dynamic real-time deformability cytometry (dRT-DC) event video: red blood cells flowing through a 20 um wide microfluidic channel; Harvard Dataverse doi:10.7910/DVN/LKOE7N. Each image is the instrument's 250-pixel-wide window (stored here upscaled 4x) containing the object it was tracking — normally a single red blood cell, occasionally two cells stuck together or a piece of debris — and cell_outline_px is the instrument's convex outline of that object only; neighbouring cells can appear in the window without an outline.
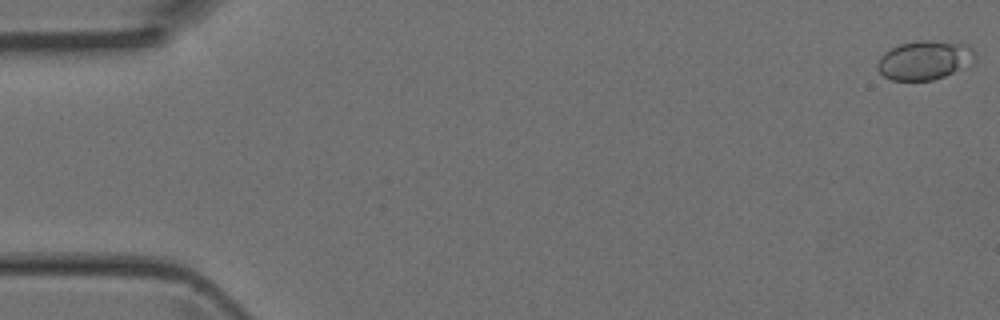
{"species": "Egyptian fruit bat (a non-hibernating species)", "species_latin": "Rousettus aegyptiacus", "temperature_condition": "room temperature", "stored_images_in_passage": 5, "camera_frame_rate_fps": 3000, "um_per_image_px": 0.085, "animal": {"sex": "female"}, "frame": {"image": 1, "passage_image": 1, "time_ms": 0.0, "image_size_px": [1000, 320], "cell_outline_px": [[976, 56], [972, 64], [944, 76], [932, 80], [892, 80], [884, 76], [876, 68], [876, 64], [880, 56], [884, 52], [900, 44], [916, 40], [928, 40], [968, 44], [976, 52]], "centroid_in_image_um": [78.6, 5.1], "position_along_channel_um": 6.4, "area_um2": 22.37}}
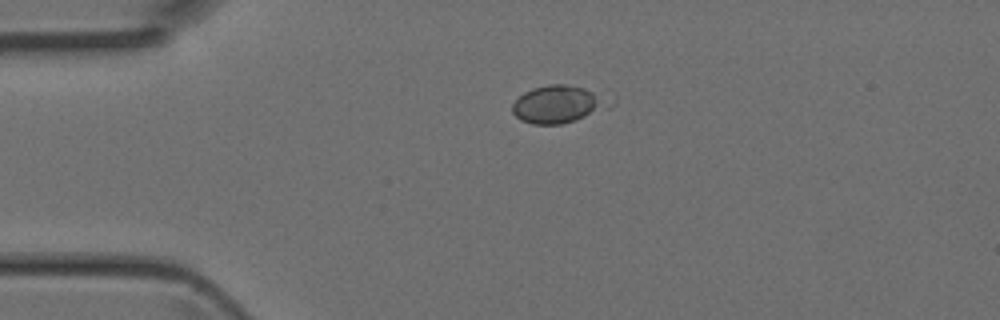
{"frame": {"image": 2, "passage_image": 4, "time_ms": 1.0, "image_size_px": [1000, 320], "cell_outline_px": [[596, 108], [584, 116], [576, 120], [560, 124], [532, 124], [520, 120], [512, 112], [512, 104], [524, 92], [532, 88], [548, 84], [564, 84], [584, 88], [592, 92]], "centroid_in_image_um": [47.06, 8.87], "position_along_channel_um": 37.9, "area_um2": 19.13}}